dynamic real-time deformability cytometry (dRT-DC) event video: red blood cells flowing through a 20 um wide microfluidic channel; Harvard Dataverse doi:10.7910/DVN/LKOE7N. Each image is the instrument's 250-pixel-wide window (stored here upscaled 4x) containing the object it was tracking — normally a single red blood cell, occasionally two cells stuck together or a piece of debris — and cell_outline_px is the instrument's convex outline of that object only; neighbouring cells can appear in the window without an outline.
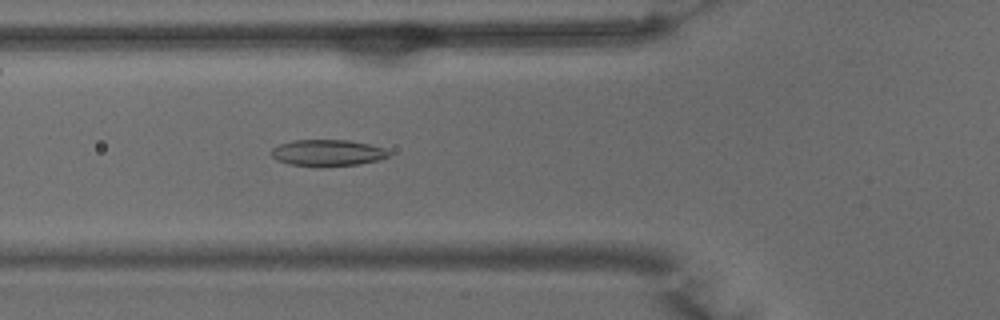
{"species": "common noctule bat (a hibernating species)", "species_latin": "Nyctalus noctula", "temperature_condition": "warm", "stored_images_in_passage": 50, "camera_frame_rate_fps": 3000, "um_per_image_px": 0.085, "animal": {"sex": "male", "body_mass_g": 15.6}, "frame": {"image": 1, "passage_image": 19, "time_ms": 6.0, "image_size_px": [1000, 320], "cell_outline_px": [[388, 156], [380, 160], [360, 164], [320, 168], [288, 164], [276, 160], [268, 152], [272, 148], [280, 144], [292, 140], [348, 140], [368, 144], [384, 148], [388, 152]], "centroid_in_image_um": [27.78, 13.01], "position_along_channel_um": 98.0, "area_um2": 18.5}}
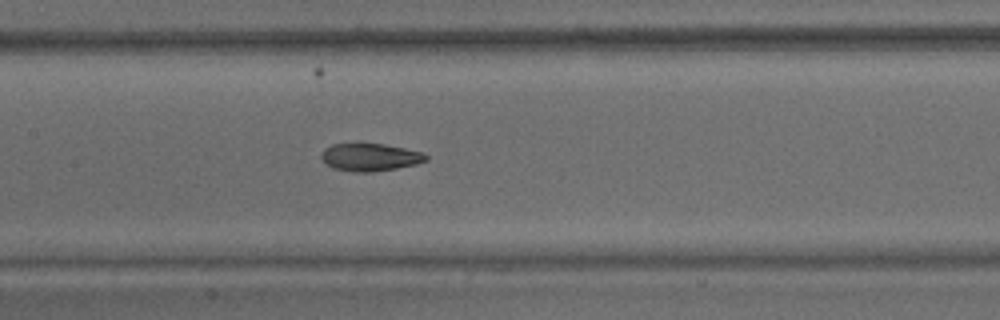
{"frame": {"image": 2, "passage_image": 25, "time_ms": 8.0, "image_size_px": [1000, 320], "cell_outline_px": [[428, 160], [416, 164], [396, 168], [372, 172], [352, 172], [332, 168], [320, 156], [320, 152], [324, 148], [332, 144], [384, 144], [404, 148], [420, 152], [428, 156]], "centroid_in_image_um": [31.43, 13.37], "position_along_channel_um": 176.0, "area_um2": 16.76}}
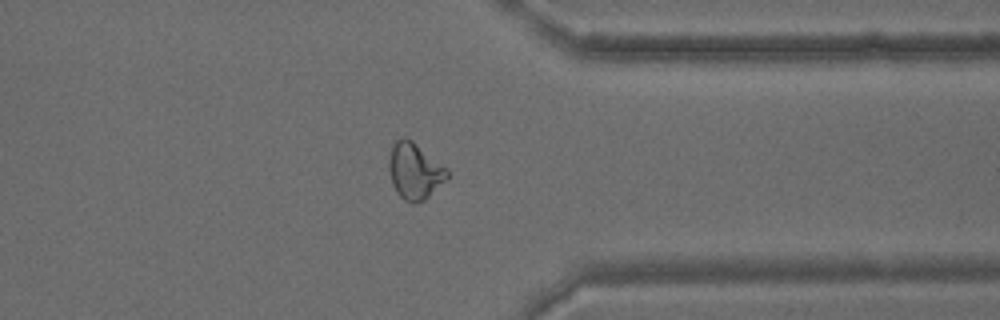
{"frame": {"image": 3, "passage_image": 41, "time_ms": 13.333, "image_size_px": [1000, 320], "cell_outline_px": [[448, 176], [424, 200], [412, 204], [404, 200], [396, 192], [392, 184], [388, 168], [388, 160], [392, 144], [400, 136], [412, 140], [448, 168]], "centroid_in_image_um": [35.21, 14.51], "position_along_channel_um": 376.2, "area_um2": 19.13}, "authors_computed_cell_mechanics": {"area_um2": 18.4382, "velocity_mm_per_s": 3.8604, "shape_relaxation_time_tau1_ms": 9.3183, "shape_relaxation_time_tau2_ms": 2.754, "deformation_change_tau1": 0.233, "deformation_change_tau2": 0.0985}}